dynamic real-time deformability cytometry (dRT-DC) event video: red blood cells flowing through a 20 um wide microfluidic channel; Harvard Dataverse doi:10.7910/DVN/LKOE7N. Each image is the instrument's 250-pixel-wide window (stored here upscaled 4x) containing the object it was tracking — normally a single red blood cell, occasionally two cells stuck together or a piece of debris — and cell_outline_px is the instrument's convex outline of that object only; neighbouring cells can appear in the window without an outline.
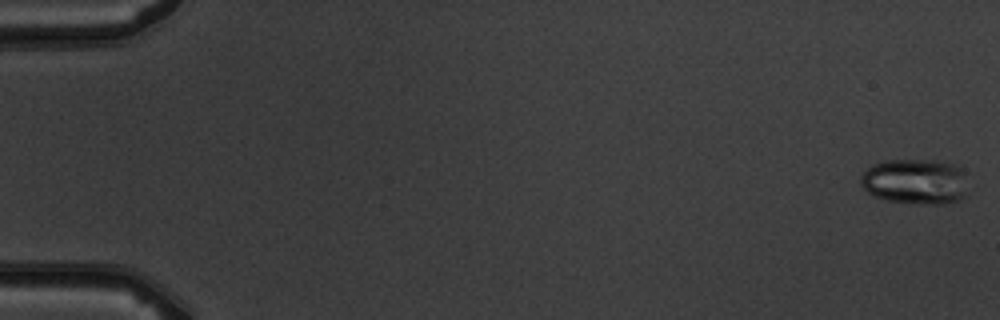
{"species": "common noctule bat (a hibernating species)", "species_latin": "Nyctalus noctula", "temperature_condition": "warm", "stored_images_in_passage": 6, "camera_frame_rate_fps": 3000, "um_per_image_px": 0.085, "animal": {"sex": "male", "body_mass_g": 19.5, "forearm_length_mm": 54.6}, "frame": {"image": 1, "passage_image": 1, "time_ms": 0.0, "image_size_px": [1000, 320], "cell_outline_px": [[968, 196], [960, 200], [948, 204], [924, 204], [888, 200], [876, 196], [868, 192], [860, 184], [860, 176], [872, 164], [888, 160], [948, 160], [960, 164], [964, 168]], "centroid_in_image_um": [77.9, 15.41], "position_along_channel_um": 7.1, "area_um2": 29.19}}